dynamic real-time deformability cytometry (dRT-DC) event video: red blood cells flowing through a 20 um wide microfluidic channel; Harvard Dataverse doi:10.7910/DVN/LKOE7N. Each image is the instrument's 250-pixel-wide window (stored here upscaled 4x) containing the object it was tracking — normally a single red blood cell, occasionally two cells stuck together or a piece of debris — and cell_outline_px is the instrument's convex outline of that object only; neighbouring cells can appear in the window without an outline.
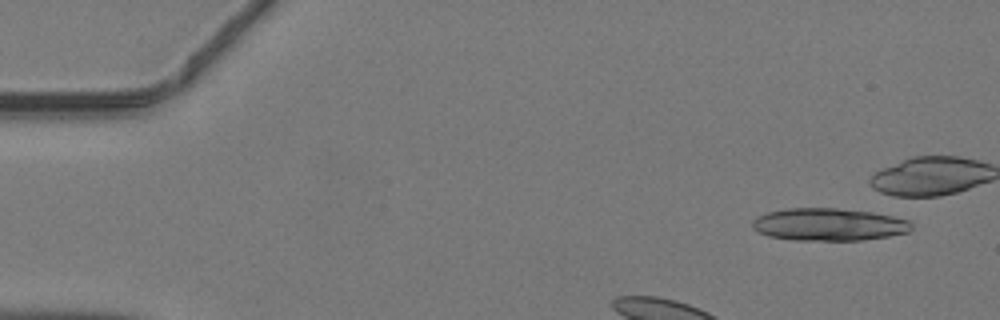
{"species": "common noctule bat (a hibernating species)", "species_latin": "Nyctalus noctula", "temperature_condition": "warm", "stored_images_in_passage": 5, "camera_frame_rate_fps": 3000, "um_per_image_px": 0.085, "animal": {"sex": "male", "body_mass_g": 19.2, "forearm_length_mm": 51.8}, "frame": {"image": 1, "passage_image": 3, "time_ms": 0.667, "image_size_px": [1000, 320], "cell_outline_px": [[912, 228], [908, 232], [888, 236], [864, 240], [792, 240], [768, 236], [752, 228], [752, 220], [756, 216], [768, 212], [788, 208], [836, 208], [872, 212], [892, 216], [908, 220], [912, 224]], "centroid_in_image_um": [70.43, 19.08], "position_along_channel_um": 14.6, "area_um2": 30.17}}